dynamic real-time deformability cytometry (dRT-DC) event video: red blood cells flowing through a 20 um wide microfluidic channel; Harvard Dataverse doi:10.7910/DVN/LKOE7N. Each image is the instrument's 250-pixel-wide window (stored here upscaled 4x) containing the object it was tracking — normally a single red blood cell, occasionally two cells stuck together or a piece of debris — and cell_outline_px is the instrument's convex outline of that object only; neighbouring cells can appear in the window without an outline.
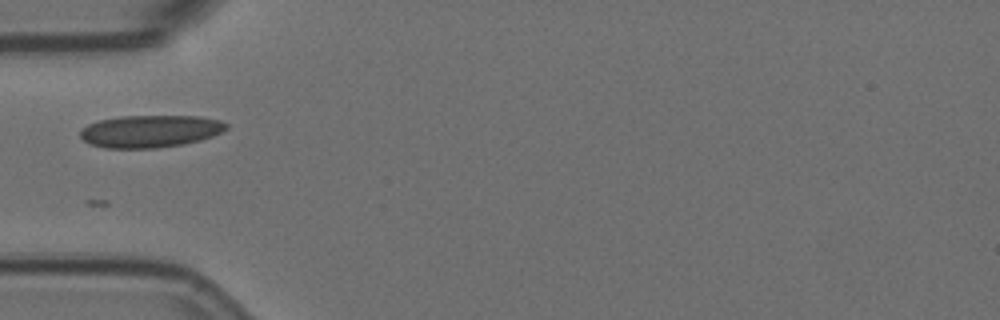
{"species": "Egyptian fruit bat (a non-hibernating species)", "species_latin": "Rousettus aegyptiacus", "temperature_condition": "room temperature", "stored_images_in_passage": 10, "camera_frame_rate_fps": 3000, "um_per_image_px": 0.085, "animal": {"sex": "female"}, "frame": {"image": 1, "passage_image": 6, "time_ms": 1.667, "image_size_px": [1000, 320], "cell_outline_px": [[228, 128], [212, 136], [200, 140], [184, 144], [156, 148], [104, 148], [88, 144], [80, 136], [80, 128], [88, 124], [100, 120], [120, 116], [200, 116], [220, 120], [228, 124]], "centroid_in_image_um": [12.74, 11.15], "position_along_channel_um": 72.3, "area_um2": 27.69}}
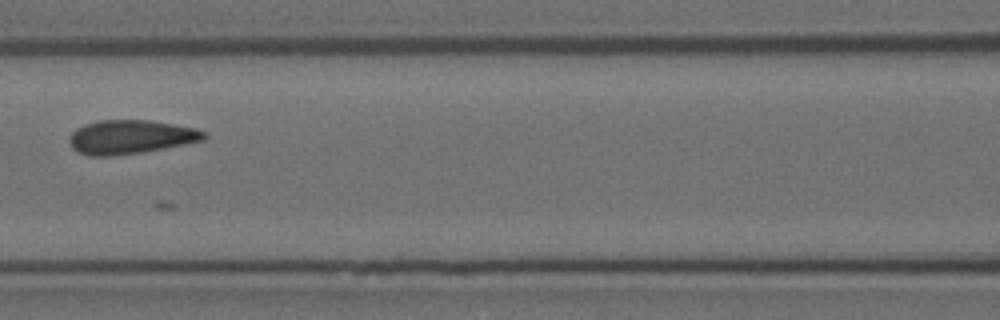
{"frame": {"image": 2, "passage_image": 8, "time_ms": 2.333, "image_size_px": [1000, 320], "cell_outline_px": [[208, 136], [204, 140], [184, 144], [140, 152], [112, 156], [88, 156], [72, 148], [68, 140], [68, 136], [76, 128], [84, 124], [100, 120], [148, 120], [196, 128], [204, 132]], "centroid_in_image_um": [11.06, 11.64], "position_along_channel_um": 155.5, "area_um2": 26.47}}